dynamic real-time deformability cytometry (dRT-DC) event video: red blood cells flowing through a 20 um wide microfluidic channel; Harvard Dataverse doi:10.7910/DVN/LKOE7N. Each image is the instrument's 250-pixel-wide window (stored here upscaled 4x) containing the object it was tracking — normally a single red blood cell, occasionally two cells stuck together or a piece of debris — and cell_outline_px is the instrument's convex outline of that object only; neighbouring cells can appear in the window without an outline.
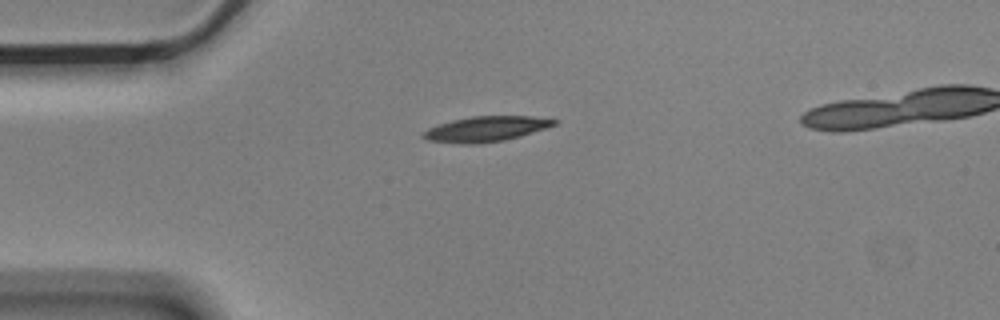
{"species": "Egyptian fruit bat (a non-hibernating species)", "species_latin": "Rousettus aegyptiacus", "temperature_condition": "cold", "stored_images_in_passage": 2, "camera_frame_rate_fps": 3000, "um_per_image_px": 0.085, "animal": {"sex": "male"}, "frame": {"image": 1, "passage_image": 1, "time_ms": 0.0, "image_size_px": [1000, 320], "cell_outline_px": [[560, 120], [556, 124], [548, 128], [520, 136], [504, 140], [476, 144], [460, 144], [428, 140], [420, 136], [428, 128], [452, 120], [472, 116], [532, 116]], "centroid_in_image_um": [41.34, 10.96], "position_along_channel_um": 43.7, "area_um2": 19.31}}